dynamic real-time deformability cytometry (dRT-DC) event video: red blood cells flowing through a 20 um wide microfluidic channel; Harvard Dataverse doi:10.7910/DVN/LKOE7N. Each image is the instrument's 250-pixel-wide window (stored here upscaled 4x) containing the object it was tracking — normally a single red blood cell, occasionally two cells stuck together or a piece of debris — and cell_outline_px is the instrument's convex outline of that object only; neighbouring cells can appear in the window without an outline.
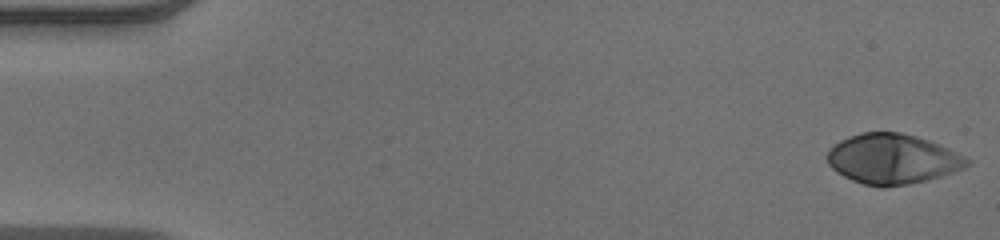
{"species": "human", "species_latin": "Homo sapiens", "temperature_condition": "warm", "stored_images_in_passage": 51, "camera_frame_rate_fps": 3000, "um_per_image_px": 0.085, "donor": {"sex": "male"}, "frame": {"image": 1, "passage_image": 1, "time_ms": 0.0, "image_size_px": [1000, 240], "cell_outline_px": [[972, 164], [964, 168], [928, 180], [908, 184], [884, 188], [880, 188], [864, 184], [852, 180], [836, 172], [828, 164], [828, 152], [840, 140], [848, 136], [860, 132], [900, 132], [916, 136], [928, 140], [948, 148], [972, 160]], "centroid_in_image_um": [75.88, 13.52], "position_along_channel_um": 9.1, "area_um2": 40.81}}
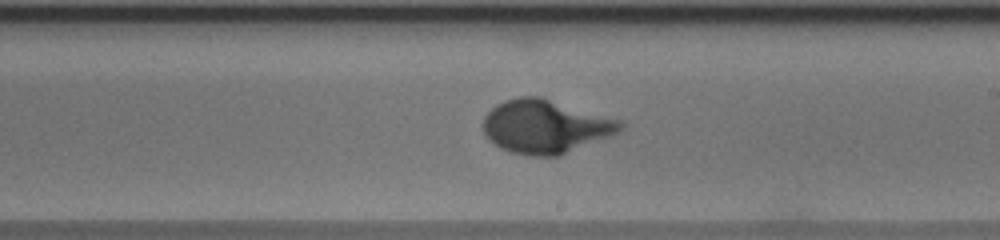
{"frame": {"image": 2, "passage_image": 30, "time_ms": 9.667, "image_size_px": [1000, 240], "cell_outline_px": [[624, 128], [620, 132], [612, 136], [556, 156], [532, 156], [512, 152], [500, 148], [488, 140], [484, 132], [484, 116], [496, 104], [504, 100], [520, 96], [540, 96], [620, 120], [624, 124]], "centroid_in_image_um": [46.36, 10.75], "position_along_channel_um": 242.6, "area_um2": 42.71}}
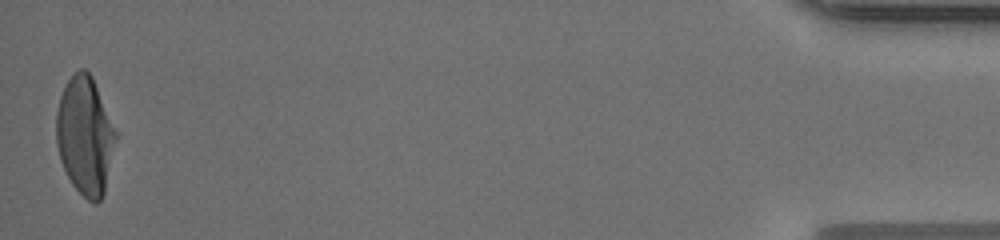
{"frame": {"image": 3, "passage_image": 51, "time_ms": 16.667, "image_size_px": [1000, 240], "cell_outline_px": [[116, 140], [104, 192], [100, 200], [96, 204], [88, 200], [72, 184], [60, 160], [56, 144], [56, 112], [60, 96], [68, 80], [80, 68], [84, 68], [92, 76], [116, 132]], "centroid_in_image_um": [7.21, 11.54], "position_along_channel_um": 428.0, "area_um2": 40.4}, "authors_computed_cell_mechanics": {"area_um2": 40.6334, "velocity_mm_per_s": 3.9503, "shape_relaxation_time_tau1_ms": 3.9126, "shape_relaxation_time_tau2_ms": null, "deformation_change_tau1": 0.2499, "deformation_change_tau2": null}}